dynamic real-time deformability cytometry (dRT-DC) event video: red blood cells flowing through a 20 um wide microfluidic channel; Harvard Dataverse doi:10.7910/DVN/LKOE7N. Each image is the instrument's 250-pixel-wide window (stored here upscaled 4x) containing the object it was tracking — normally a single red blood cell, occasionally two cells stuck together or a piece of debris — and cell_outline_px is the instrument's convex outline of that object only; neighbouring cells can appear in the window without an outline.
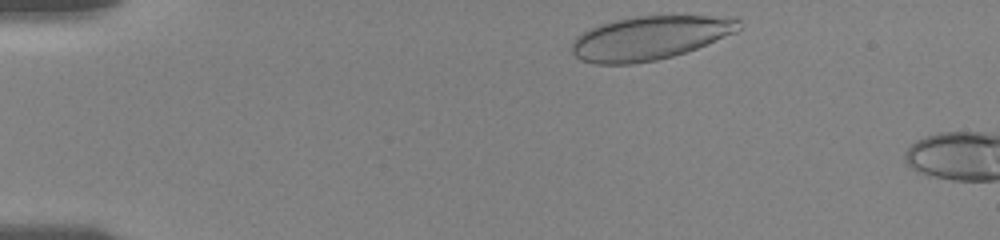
{"species": "human", "species_latin": "Homo sapiens", "temperature_condition": "room temperature", "stored_images_in_passage": 5, "camera_frame_rate_fps": 3000, "um_per_image_px": 0.085, "donor": {"sex": "female"}, "frame": {"image": 1, "passage_image": 1, "time_ms": 0.0, "image_size_px": [1000, 240], "cell_outline_px": [[740, 28], [736, 32], [696, 48], [672, 56], [656, 60], [632, 64], [596, 64], [580, 60], [572, 52], [572, 40], [576, 36], [588, 28], [600, 24], [632, 16], [708, 16], [740, 20]], "centroid_in_image_um": [55.15, 3.23], "position_along_channel_um": 29.9, "area_um2": 42.25}}